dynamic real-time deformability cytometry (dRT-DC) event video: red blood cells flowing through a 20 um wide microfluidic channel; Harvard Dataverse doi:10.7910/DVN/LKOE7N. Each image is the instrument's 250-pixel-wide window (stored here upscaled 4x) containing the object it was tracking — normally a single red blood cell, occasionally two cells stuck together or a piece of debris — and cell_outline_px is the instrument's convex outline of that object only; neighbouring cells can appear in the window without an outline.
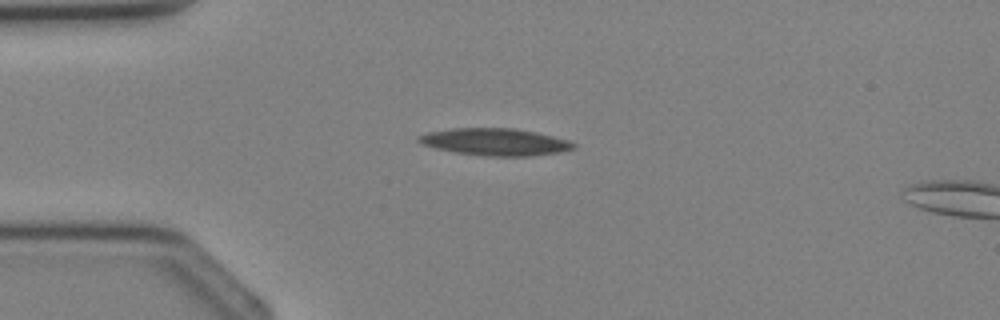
{"species": "Egyptian fruit bat (a non-hibernating species)", "species_latin": "Rousettus aegyptiacus", "temperature_condition": "cold", "stored_images_in_passage": 3, "camera_frame_rate_fps": 3000, "um_per_image_px": 0.085, "animal": {"sex": "female"}, "frame": {"image": 1, "passage_image": 1, "time_ms": 0.0, "image_size_px": [1000, 320], "cell_outline_px": [[576, 148], [560, 152], [528, 156], [484, 156], [452, 152], [436, 148], [424, 144], [416, 140], [416, 136], [428, 132], [452, 128], [512, 128], [536, 132], [568, 140], [576, 144]], "centroid_in_image_um": [42.07, 12.06], "position_along_channel_um": 42.9, "area_um2": 24.51}}